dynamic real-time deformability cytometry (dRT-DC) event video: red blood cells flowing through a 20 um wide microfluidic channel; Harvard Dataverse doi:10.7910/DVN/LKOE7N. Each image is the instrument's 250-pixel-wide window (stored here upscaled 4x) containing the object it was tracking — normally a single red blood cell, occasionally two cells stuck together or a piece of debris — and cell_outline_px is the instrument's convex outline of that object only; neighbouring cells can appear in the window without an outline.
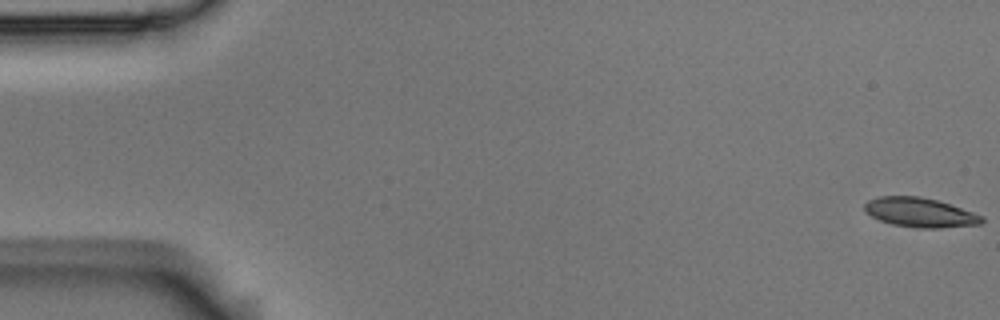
{"species": "Egyptian fruit bat (a non-hibernating species)", "species_latin": "Rousettus aegyptiacus", "temperature_condition": "room temperature", "stored_images_in_passage": 3, "camera_frame_rate_fps": 3000, "um_per_image_px": 0.085, "animal": {"sex": "male"}, "frame": {"image": 1, "passage_image": 1, "time_ms": 0.0, "image_size_px": [1000, 320], "cell_outline_px": [[984, 220], [980, 224], [940, 228], [920, 228], [892, 224], [880, 220], [872, 216], [864, 208], [864, 204], [868, 200], [880, 196], [920, 196], [936, 200], [984, 216]], "centroid_in_image_um": [78.2, 18.06], "position_along_channel_um": 6.8, "area_um2": 19.83}}